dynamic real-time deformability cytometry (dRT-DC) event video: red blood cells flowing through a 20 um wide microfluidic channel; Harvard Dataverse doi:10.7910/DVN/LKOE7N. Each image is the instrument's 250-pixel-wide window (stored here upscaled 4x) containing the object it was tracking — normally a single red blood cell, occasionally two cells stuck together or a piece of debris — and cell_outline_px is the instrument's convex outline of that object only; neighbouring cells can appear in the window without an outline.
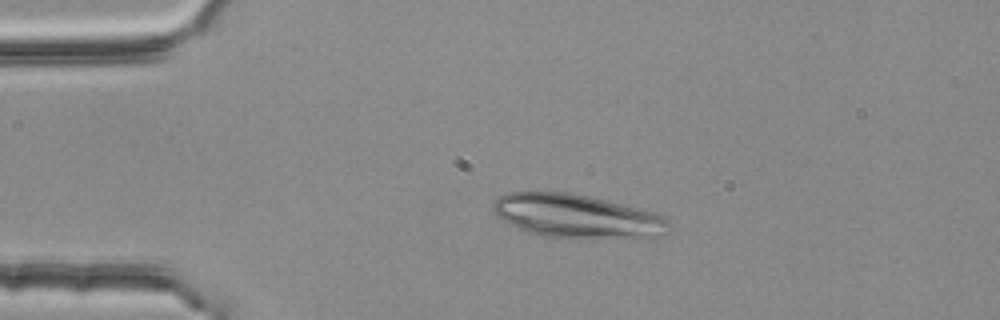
{"species": "common noctule bat (a hibernating species)", "species_latin": "Nyctalus noctula", "temperature_condition": "room temperature", "stored_images_in_passage": 3, "camera_frame_rate_fps": 3000, "um_per_image_px": 0.085, "animal": {"sex": "female", "body_mass_g": 25.1}, "frame": {"image": 1, "passage_image": 1, "time_ms": 0.0, "image_size_px": [1000, 320], "cell_outline_px": [[672, 224], [668, 232], [660, 236], [540, 236], [524, 232], [516, 228], [504, 220], [492, 208], [492, 204], [500, 196], [508, 192], [572, 192], [640, 208], [656, 212], [664, 216]], "centroid_in_image_um": [49.03, 18.34], "position_along_channel_um": 36.0, "area_um2": 43.87}}
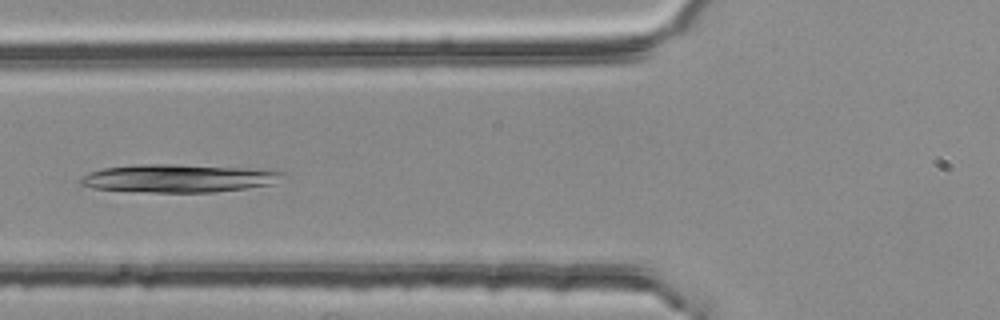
{"frame": {"image": 2, "passage_image": 3, "time_ms": 0.667, "image_size_px": [1000, 320], "cell_outline_px": [[288, 172], [272, 184], [244, 188], [212, 192], [152, 192], [92, 188], [80, 184], [80, 180], [84, 176], [92, 172], [104, 168], [136, 164], [180, 164], [244, 168]], "centroid_in_image_um": [15.17, 15.14], "position_along_channel_um": 110.6, "area_um2": 32.6}}